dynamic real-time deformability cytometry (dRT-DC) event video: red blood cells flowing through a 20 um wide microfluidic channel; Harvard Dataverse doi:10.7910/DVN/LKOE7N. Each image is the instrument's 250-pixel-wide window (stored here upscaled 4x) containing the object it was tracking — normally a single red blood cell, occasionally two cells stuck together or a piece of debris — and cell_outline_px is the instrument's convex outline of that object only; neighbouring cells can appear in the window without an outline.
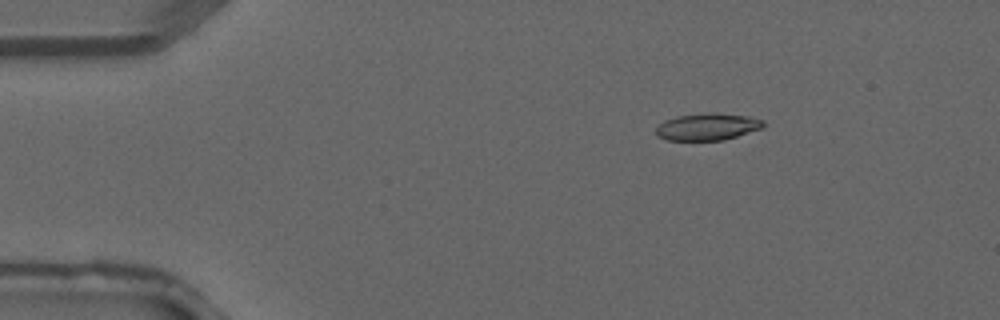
{"species": "common noctule bat (a hibernating species)", "species_latin": "Nyctalus noctula", "temperature_condition": "warm", "stored_images_in_passage": 4, "camera_frame_rate_fps": 3000, "um_per_image_px": 0.085, "animal": {"sex": "male", "forearm_length_mm": 52.5}, "frame": {"image": 1, "passage_image": 2, "time_ms": 0.333, "image_size_px": [1000, 320], "cell_outline_px": [[764, 128], [724, 140], [668, 140], [656, 136], [656, 128], [664, 120], [676, 116], [748, 116], [764, 120]], "centroid_in_image_um": [60.12, 10.84], "position_along_channel_um": 24.9, "area_um2": 15.95}}
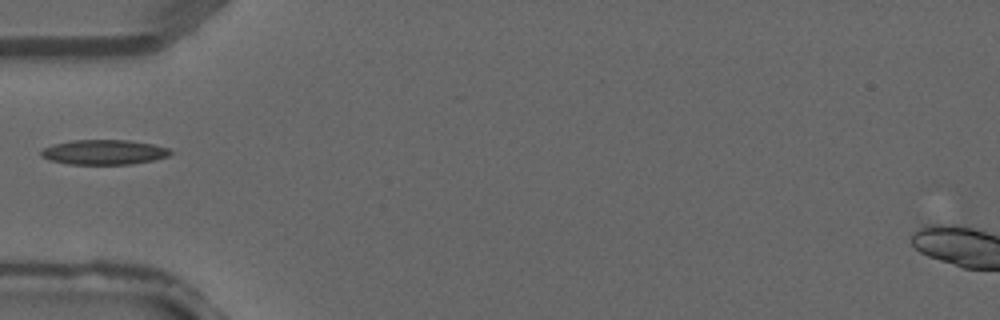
{"frame": {"image": 2, "passage_image": 4, "time_ms": 1.0, "image_size_px": [1000, 320], "cell_outline_px": [[172, 152], [168, 156], [152, 160], [132, 164], [68, 164], [52, 160], [40, 156], [40, 152], [44, 148], [52, 144], [72, 140], [128, 140], [152, 144], [168, 148]], "centroid_in_image_um": [8.82, 12.93], "position_along_channel_um": 76.2, "area_um2": 18.61}}